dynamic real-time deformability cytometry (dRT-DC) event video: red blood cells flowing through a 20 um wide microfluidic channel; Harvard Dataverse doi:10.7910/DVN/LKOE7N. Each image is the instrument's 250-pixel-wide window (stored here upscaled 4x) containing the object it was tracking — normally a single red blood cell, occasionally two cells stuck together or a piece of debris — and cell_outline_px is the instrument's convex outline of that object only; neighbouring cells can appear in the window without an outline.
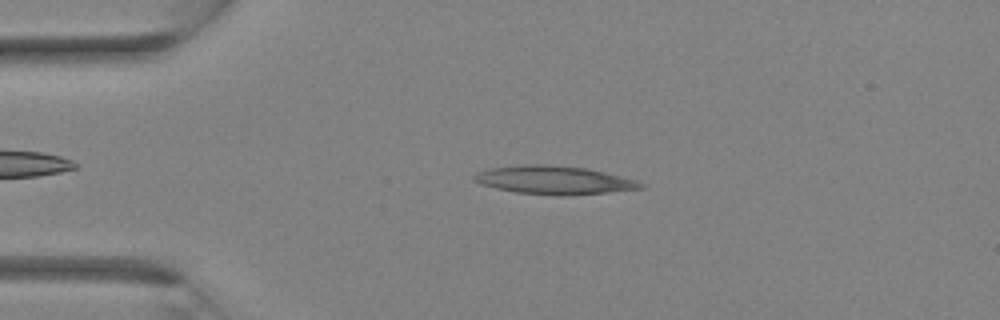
{"species": "Egyptian fruit bat (a non-hibernating species)", "species_latin": "Rousettus aegyptiacus", "temperature_condition": "room temperature", "stored_images_in_passage": 35, "camera_frame_rate_fps": 3000, "um_per_image_px": 0.085, "animal": {"sex": "female"}, "frame": {"image": 1, "passage_image": 8, "time_ms": 2.333, "image_size_px": [1000, 320], "cell_outline_px": [[644, 188], [608, 192], [564, 196], [556, 196], [516, 192], [496, 188], [480, 184], [472, 180], [472, 176], [476, 172], [488, 168], [524, 164], [548, 164], [588, 168], [636, 180], [644, 184]], "centroid_in_image_um": [47.04, 15.3], "position_along_channel_um": 38.0, "area_um2": 27.74}}
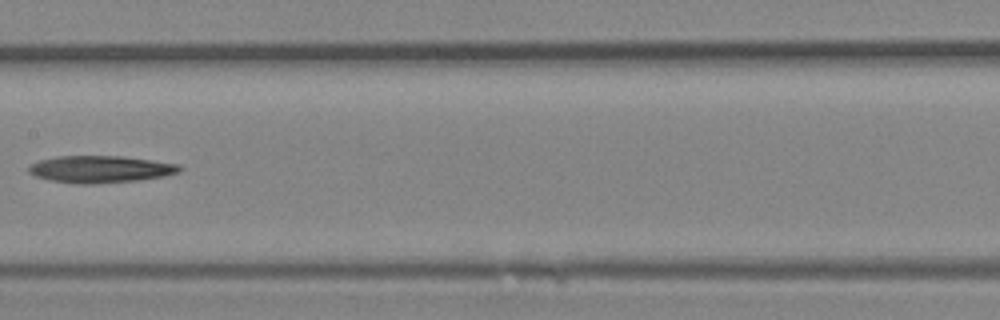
{"frame": {"image": 2, "passage_image": 18, "time_ms": 5.667, "image_size_px": [1000, 320], "cell_outline_px": [[184, 168], [180, 172], [164, 176], [136, 180], [96, 184], [76, 184], [48, 180], [36, 176], [28, 172], [28, 168], [32, 164], [40, 160], [56, 156], [120, 156], [152, 160], [180, 164]], "centroid_in_image_um": [8.55, 14.38], "position_along_channel_um": 198.8, "area_um2": 23.87}}
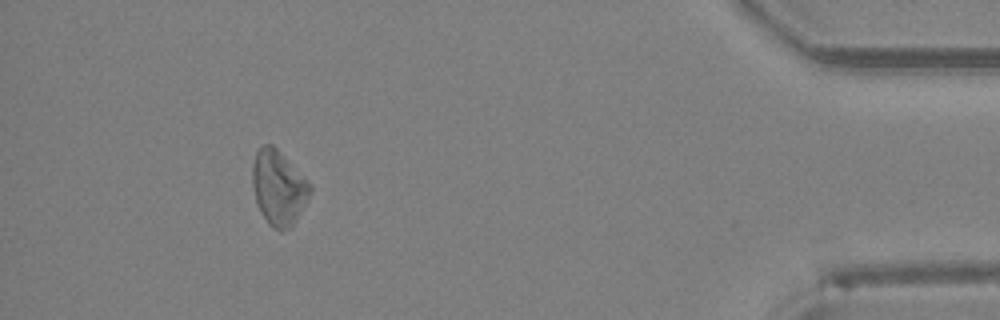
{"frame": {"image": 3, "passage_image": 32, "time_ms": 10.333, "image_size_px": [1000, 320], "cell_outline_px": [[312, 192], [308, 200], [292, 228], [280, 232], [272, 228], [268, 224], [256, 200], [252, 188], [252, 164], [256, 152], [264, 144], [272, 144], [312, 184]], "centroid_in_image_um": [23.7, 15.99], "position_along_channel_um": 411.5, "area_um2": 25.32}}